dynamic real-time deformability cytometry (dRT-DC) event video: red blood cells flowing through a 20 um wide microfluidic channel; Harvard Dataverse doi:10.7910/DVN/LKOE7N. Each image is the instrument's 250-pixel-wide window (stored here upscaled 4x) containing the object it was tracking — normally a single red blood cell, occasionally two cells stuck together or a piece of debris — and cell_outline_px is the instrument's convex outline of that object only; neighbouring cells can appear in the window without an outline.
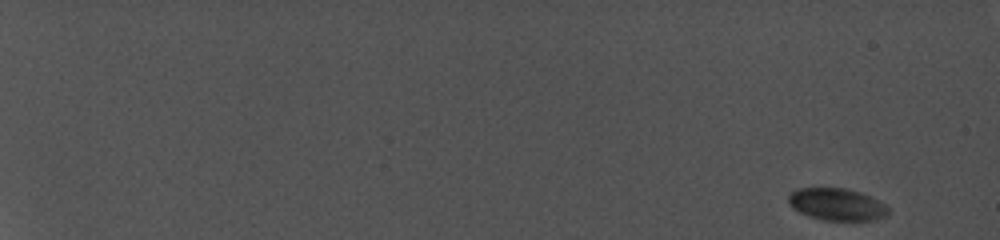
{"species": "common noctule bat (a hibernating species)", "species_latin": "Nyctalus noctula", "temperature_condition": "cold", "stored_images_in_passage": 60, "camera_frame_rate_fps": 5000, "um_per_image_px": 0.085, "animal": {"sex": "female", "body_mass_g": 19.0, "forearm_length_mm": 56.7}, "frame": {"image": 1, "passage_image": 1, "time_ms": 0.0, "image_size_px": [1000, 240], "cell_outline_px": [[888, 216], [872, 220], [824, 220], [808, 216], [792, 208], [788, 204], [788, 196], [796, 188], [844, 188], [860, 192], [884, 204], [888, 208]], "centroid_in_image_um": [71.09, 17.37], "position_along_channel_um": 13.9, "area_um2": 18.61}}
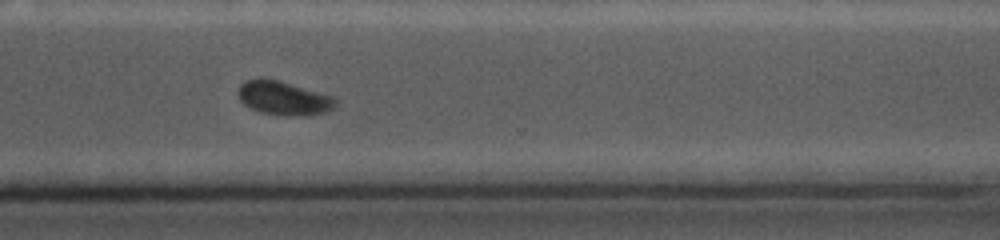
{"frame": {"image": 2, "passage_image": 53, "time_ms": 15.4, "image_size_px": [1000, 240], "cell_outline_px": [[336, 104], [328, 112], [288, 116], [260, 112], [244, 104], [240, 100], [236, 92], [240, 84], [244, 80], [260, 76], [280, 80], [336, 96]], "centroid_in_image_um": [24.08, 8.29], "position_along_channel_um": 346.5, "area_um2": 19.65}}
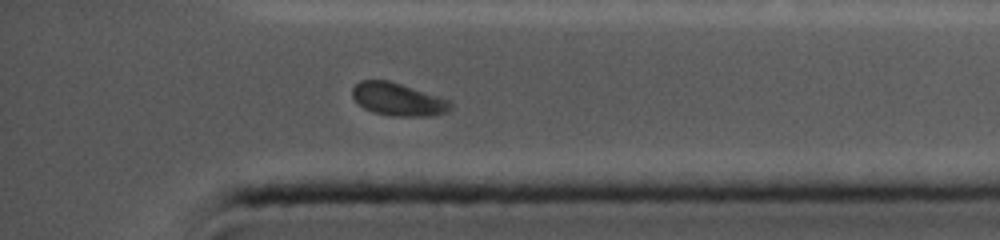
{"frame": {"image": 3, "passage_image": 58, "time_ms": 16.8, "image_size_px": [1000, 240], "cell_outline_px": [[452, 108], [448, 112], [432, 116], [392, 116], [372, 112], [364, 108], [352, 96], [352, 88], [360, 80], [388, 80], [452, 100]], "centroid_in_image_um": [33.87, 8.45], "position_along_channel_um": 401.3, "area_um2": 18.9}}